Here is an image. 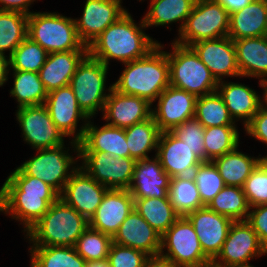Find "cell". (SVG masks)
Wrapping results in <instances>:
<instances>
[{"mask_svg": "<svg viewBox=\"0 0 267 267\" xmlns=\"http://www.w3.org/2000/svg\"><path fill=\"white\" fill-rule=\"evenodd\" d=\"M44 105L57 128L65 135V138L73 136L70 144L74 148L73 152L79 155L78 142L84 135L89 118L80 109L72 88L68 85L48 92ZM80 120L85 123L78 131L77 126Z\"/></svg>", "mask_w": 267, "mask_h": 267, "instance_id": "obj_11", "label": "cell"}, {"mask_svg": "<svg viewBox=\"0 0 267 267\" xmlns=\"http://www.w3.org/2000/svg\"><path fill=\"white\" fill-rule=\"evenodd\" d=\"M85 267H110V263L107 259L94 260L86 262Z\"/></svg>", "mask_w": 267, "mask_h": 267, "instance_id": "obj_54", "label": "cell"}, {"mask_svg": "<svg viewBox=\"0 0 267 267\" xmlns=\"http://www.w3.org/2000/svg\"><path fill=\"white\" fill-rule=\"evenodd\" d=\"M204 267H217V266H214L212 263L207 265V266H204Z\"/></svg>", "mask_w": 267, "mask_h": 267, "instance_id": "obj_59", "label": "cell"}, {"mask_svg": "<svg viewBox=\"0 0 267 267\" xmlns=\"http://www.w3.org/2000/svg\"><path fill=\"white\" fill-rule=\"evenodd\" d=\"M35 0H0V10L16 11L26 15H30L29 7Z\"/></svg>", "mask_w": 267, "mask_h": 267, "instance_id": "obj_50", "label": "cell"}, {"mask_svg": "<svg viewBox=\"0 0 267 267\" xmlns=\"http://www.w3.org/2000/svg\"><path fill=\"white\" fill-rule=\"evenodd\" d=\"M143 267H178L169 259L159 255L149 256Z\"/></svg>", "mask_w": 267, "mask_h": 267, "instance_id": "obj_52", "label": "cell"}, {"mask_svg": "<svg viewBox=\"0 0 267 267\" xmlns=\"http://www.w3.org/2000/svg\"><path fill=\"white\" fill-rule=\"evenodd\" d=\"M9 57L3 54H0V87L3 86L6 81H8L9 74Z\"/></svg>", "mask_w": 267, "mask_h": 267, "instance_id": "obj_53", "label": "cell"}, {"mask_svg": "<svg viewBox=\"0 0 267 267\" xmlns=\"http://www.w3.org/2000/svg\"><path fill=\"white\" fill-rule=\"evenodd\" d=\"M89 119L79 143V151H100L114 157H130L125 129L105 123L102 127L92 124Z\"/></svg>", "mask_w": 267, "mask_h": 267, "instance_id": "obj_26", "label": "cell"}, {"mask_svg": "<svg viewBox=\"0 0 267 267\" xmlns=\"http://www.w3.org/2000/svg\"><path fill=\"white\" fill-rule=\"evenodd\" d=\"M108 190L77 165V169L65 184L60 198L90 221Z\"/></svg>", "mask_w": 267, "mask_h": 267, "instance_id": "obj_14", "label": "cell"}, {"mask_svg": "<svg viewBox=\"0 0 267 267\" xmlns=\"http://www.w3.org/2000/svg\"><path fill=\"white\" fill-rule=\"evenodd\" d=\"M155 156L171 177L190 176L202 161L171 131L160 133Z\"/></svg>", "mask_w": 267, "mask_h": 267, "instance_id": "obj_21", "label": "cell"}, {"mask_svg": "<svg viewBox=\"0 0 267 267\" xmlns=\"http://www.w3.org/2000/svg\"><path fill=\"white\" fill-rule=\"evenodd\" d=\"M217 3H220L229 14L241 10L248 4L252 2V0H215Z\"/></svg>", "mask_w": 267, "mask_h": 267, "instance_id": "obj_51", "label": "cell"}, {"mask_svg": "<svg viewBox=\"0 0 267 267\" xmlns=\"http://www.w3.org/2000/svg\"><path fill=\"white\" fill-rule=\"evenodd\" d=\"M208 1H215V0H193V2L196 4V3H199V2H208Z\"/></svg>", "mask_w": 267, "mask_h": 267, "instance_id": "obj_58", "label": "cell"}, {"mask_svg": "<svg viewBox=\"0 0 267 267\" xmlns=\"http://www.w3.org/2000/svg\"><path fill=\"white\" fill-rule=\"evenodd\" d=\"M228 267H254V266L249 263H246V264H235Z\"/></svg>", "mask_w": 267, "mask_h": 267, "instance_id": "obj_57", "label": "cell"}, {"mask_svg": "<svg viewBox=\"0 0 267 267\" xmlns=\"http://www.w3.org/2000/svg\"><path fill=\"white\" fill-rule=\"evenodd\" d=\"M134 209V199L127 189H109L97 207L89 226L113 237Z\"/></svg>", "mask_w": 267, "mask_h": 267, "instance_id": "obj_22", "label": "cell"}, {"mask_svg": "<svg viewBox=\"0 0 267 267\" xmlns=\"http://www.w3.org/2000/svg\"><path fill=\"white\" fill-rule=\"evenodd\" d=\"M88 55V51H64L48 53L39 75L47 92L68 86L78 65Z\"/></svg>", "mask_w": 267, "mask_h": 267, "instance_id": "obj_27", "label": "cell"}, {"mask_svg": "<svg viewBox=\"0 0 267 267\" xmlns=\"http://www.w3.org/2000/svg\"><path fill=\"white\" fill-rule=\"evenodd\" d=\"M246 222L256 232L261 244L267 250V203L250 207Z\"/></svg>", "mask_w": 267, "mask_h": 267, "instance_id": "obj_48", "label": "cell"}, {"mask_svg": "<svg viewBox=\"0 0 267 267\" xmlns=\"http://www.w3.org/2000/svg\"><path fill=\"white\" fill-rule=\"evenodd\" d=\"M161 43L146 56L124 63L125 69L113 88L126 95L146 99L153 105L158 96L170 86L169 63L167 51Z\"/></svg>", "mask_w": 267, "mask_h": 267, "instance_id": "obj_2", "label": "cell"}, {"mask_svg": "<svg viewBox=\"0 0 267 267\" xmlns=\"http://www.w3.org/2000/svg\"><path fill=\"white\" fill-rule=\"evenodd\" d=\"M112 242L149 256L159 255L161 251V235L135 209L122 222Z\"/></svg>", "mask_w": 267, "mask_h": 267, "instance_id": "obj_23", "label": "cell"}, {"mask_svg": "<svg viewBox=\"0 0 267 267\" xmlns=\"http://www.w3.org/2000/svg\"><path fill=\"white\" fill-rule=\"evenodd\" d=\"M30 267H85L86 261L70 246H30Z\"/></svg>", "mask_w": 267, "mask_h": 267, "instance_id": "obj_34", "label": "cell"}, {"mask_svg": "<svg viewBox=\"0 0 267 267\" xmlns=\"http://www.w3.org/2000/svg\"><path fill=\"white\" fill-rule=\"evenodd\" d=\"M111 243L112 237L110 235L89 226L78 238L74 248L86 262L104 260L108 257Z\"/></svg>", "mask_w": 267, "mask_h": 267, "instance_id": "obj_42", "label": "cell"}, {"mask_svg": "<svg viewBox=\"0 0 267 267\" xmlns=\"http://www.w3.org/2000/svg\"><path fill=\"white\" fill-rule=\"evenodd\" d=\"M193 0H150L148 12L143 16L146 27L166 26L181 22L178 32L183 29L194 6Z\"/></svg>", "mask_w": 267, "mask_h": 267, "instance_id": "obj_30", "label": "cell"}, {"mask_svg": "<svg viewBox=\"0 0 267 267\" xmlns=\"http://www.w3.org/2000/svg\"><path fill=\"white\" fill-rule=\"evenodd\" d=\"M136 160L131 186L133 198H169L171 177L164 171L159 159Z\"/></svg>", "mask_w": 267, "mask_h": 267, "instance_id": "obj_24", "label": "cell"}, {"mask_svg": "<svg viewBox=\"0 0 267 267\" xmlns=\"http://www.w3.org/2000/svg\"><path fill=\"white\" fill-rule=\"evenodd\" d=\"M236 126L223 125L205 128V162L212 161L239 147V132Z\"/></svg>", "mask_w": 267, "mask_h": 267, "instance_id": "obj_39", "label": "cell"}, {"mask_svg": "<svg viewBox=\"0 0 267 267\" xmlns=\"http://www.w3.org/2000/svg\"><path fill=\"white\" fill-rule=\"evenodd\" d=\"M28 15L16 11L0 10V54L9 56L27 38Z\"/></svg>", "mask_w": 267, "mask_h": 267, "instance_id": "obj_38", "label": "cell"}, {"mask_svg": "<svg viewBox=\"0 0 267 267\" xmlns=\"http://www.w3.org/2000/svg\"><path fill=\"white\" fill-rule=\"evenodd\" d=\"M148 257L143 251L112 242L107 260L110 267H143Z\"/></svg>", "mask_w": 267, "mask_h": 267, "instance_id": "obj_47", "label": "cell"}, {"mask_svg": "<svg viewBox=\"0 0 267 267\" xmlns=\"http://www.w3.org/2000/svg\"><path fill=\"white\" fill-rule=\"evenodd\" d=\"M160 255L178 267H204L212 263L204 254L194 227L186 216H180L161 236Z\"/></svg>", "mask_w": 267, "mask_h": 267, "instance_id": "obj_8", "label": "cell"}, {"mask_svg": "<svg viewBox=\"0 0 267 267\" xmlns=\"http://www.w3.org/2000/svg\"><path fill=\"white\" fill-rule=\"evenodd\" d=\"M168 196L175 211L180 216L205 207L192 175L171 178Z\"/></svg>", "mask_w": 267, "mask_h": 267, "instance_id": "obj_36", "label": "cell"}, {"mask_svg": "<svg viewBox=\"0 0 267 267\" xmlns=\"http://www.w3.org/2000/svg\"><path fill=\"white\" fill-rule=\"evenodd\" d=\"M198 236L204 254L213 261L220 253L234 221L207 206L186 215Z\"/></svg>", "mask_w": 267, "mask_h": 267, "instance_id": "obj_17", "label": "cell"}, {"mask_svg": "<svg viewBox=\"0 0 267 267\" xmlns=\"http://www.w3.org/2000/svg\"><path fill=\"white\" fill-rule=\"evenodd\" d=\"M60 195H33L25 192H0V212L18 220L27 232L56 202Z\"/></svg>", "mask_w": 267, "mask_h": 267, "instance_id": "obj_19", "label": "cell"}, {"mask_svg": "<svg viewBox=\"0 0 267 267\" xmlns=\"http://www.w3.org/2000/svg\"><path fill=\"white\" fill-rule=\"evenodd\" d=\"M108 67L88 54L78 65L70 80L69 86L77 103L89 119L93 118L98 110L103 111L109 92L112 90L113 85L108 89L105 85ZM107 90L108 93L105 92Z\"/></svg>", "mask_w": 267, "mask_h": 267, "instance_id": "obj_6", "label": "cell"}, {"mask_svg": "<svg viewBox=\"0 0 267 267\" xmlns=\"http://www.w3.org/2000/svg\"><path fill=\"white\" fill-rule=\"evenodd\" d=\"M236 148L212 160L226 186L243 187L246 179L259 164V156L251 157Z\"/></svg>", "mask_w": 267, "mask_h": 267, "instance_id": "obj_31", "label": "cell"}, {"mask_svg": "<svg viewBox=\"0 0 267 267\" xmlns=\"http://www.w3.org/2000/svg\"><path fill=\"white\" fill-rule=\"evenodd\" d=\"M230 14L216 1L194 4L191 14L177 39L174 41L184 46L228 36Z\"/></svg>", "mask_w": 267, "mask_h": 267, "instance_id": "obj_7", "label": "cell"}, {"mask_svg": "<svg viewBox=\"0 0 267 267\" xmlns=\"http://www.w3.org/2000/svg\"><path fill=\"white\" fill-rule=\"evenodd\" d=\"M207 207L232 221H246L250 206L243 189L238 186H226L213 198Z\"/></svg>", "mask_w": 267, "mask_h": 267, "instance_id": "obj_37", "label": "cell"}, {"mask_svg": "<svg viewBox=\"0 0 267 267\" xmlns=\"http://www.w3.org/2000/svg\"><path fill=\"white\" fill-rule=\"evenodd\" d=\"M171 132L182 140L202 162H205V127L197 119L184 121L173 128Z\"/></svg>", "mask_w": 267, "mask_h": 267, "instance_id": "obj_45", "label": "cell"}, {"mask_svg": "<svg viewBox=\"0 0 267 267\" xmlns=\"http://www.w3.org/2000/svg\"><path fill=\"white\" fill-rule=\"evenodd\" d=\"M197 96L185 90L168 86L156 100L152 117L161 132L171 131L184 121L194 118Z\"/></svg>", "mask_w": 267, "mask_h": 267, "instance_id": "obj_16", "label": "cell"}, {"mask_svg": "<svg viewBox=\"0 0 267 267\" xmlns=\"http://www.w3.org/2000/svg\"><path fill=\"white\" fill-rule=\"evenodd\" d=\"M14 84L10 96L14 97L17 108L45 103L48 92L37 72L13 71Z\"/></svg>", "mask_w": 267, "mask_h": 267, "instance_id": "obj_35", "label": "cell"}, {"mask_svg": "<svg viewBox=\"0 0 267 267\" xmlns=\"http://www.w3.org/2000/svg\"><path fill=\"white\" fill-rule=\"evenodd\" d=\"M0 192H25L33 195H60L54 188L37 177L26 175L17 167L7 177Z\"/></svg>", "mask_w": 267, "mask_h": 267, "instance_id": "obj_44", "label": "cell"}, {"mask_svg": "<svg viewBox=\"0 0 267 267\" xmlns=\"http://www.w3.org/2000/svg\"><path fill=\"white\" fill-rule=\"evenodd\" d=\"M246 133L267 145V105L264 103L245 126Z\"/></svg>", "mask_w": 267, "mask_h": 267, "instance_id": "obj_49", "label": "cell"}, {"mask_svg": "<svg viewBox=\"0 0 267 267\" xmlns=\"http://www.w3.org/2000/svg\"><path fill=\"white\" fill-rule=\"evenodd\" d=\"M152 104L146 99L134 95H126L113 87L105 102L102 115L106 124L127 128L152 116ZM110 121V122H109Z\"/></svg>", "mask_w": 267, "mask_h": 267, "instance_id": "obj_20", "label": "cell"}, {"mask_svg": "<svg viewBox=\"0 0 267 267\" xmlns=\"http://www.w3.org/2000/svg\"><path fill=\"white\" fill-rule=\"evenodd\" d=\"M122 0H86L83 14L75 19L79 39L89 46L108 26L118 21L128 11Z\"/></svg>", "mask_w": 267, "mask_h": 267, "instance_id": "obj_15", "label": "cell"}, {"mask_svg": "<svg viewBox=\"0 0 267 267\" xmlns=\"http://www.w3.org/2000/svg\"><path fill=\"white\" fill-rule=\"evenodd\" d=\"M243 192L250 207L267 203V171L258 164L244 183Z\"/></svg>", "mask_w": 267, "mask_h": 267, "instance_id": "obj_46", "label": "cell"}, {"mask_svg": "<svg viewBox=\"0 0 267 267\" xmlns=\"http://www.w3.org/2000/svg\"><path fill=\"white\" fill-rule=\"evenodd\" d=\"M267 254L259 237L246 221L232 223L222 249L212 264L217 267H228L235 264L250 263V259Z\"/></svg>", "mask_w": 267, "mask_h": 267, "instance_id": "obj_13", "label": "cell"}, {"mask_svg": "<svg viewBox=\"0 0 267 267\" xmlns=\"http://www.w3.org/2000/svg\"><path fill=\"white\" fill-rule=\"evenodd\" d=\"M259 164L267 171V156L259 157Z\"/></svg>", "mask_w": 267, "mask_h": 267, "instance_id": "obj_55", "label": "cell"}, {"mask_svg": "<svg viewBox=\"0 0 267 267\" xmlns=\"http://www.w3.org/2000/svg\"><path fill=\"white\" fill-rule=\"evenodd\" d=\"M194 118L205 128L236 125L217 91L197 98Z\"/></svg>", "mask_w": 267, "mask_h": 267, "instance_id": "obj_40", "label": "cell"}, {"mask_svg": "<svg viewBox=\"0 0 267 267\" xmlns=\"http://www.w3.org/2000/svg\"><path fill=\"white\" fill-rule=\"evenodd\" d=\"M228 36L232 40L267 36V0H252L231 13Z\"/></svg>", "mask_w": 267, "mask_h": 267, "instance_id": "obj_29", "label": "cell"}, {"mask_svg": "<svg viewBox=\"0 0 267 267\" xmlns=\"http://www.w3.org/2000/svg\"><path fill=\"white\" fill-rule=\"evenodd\" d=\"M263 97H264V103L267 105V80L263 82Z\"/></svg>", "mask_w": 267, "mask_h": 267, "instance_id": "obj_56", "label": "cell"}, {"mask_svg": "<svg viewBox=\"0 0 267 267\" xmlns=\"http://www.w3.org/2000/svg\"><path fill=\"white\" fill-rule=\"evenodd\" d=\"M219 82L223 77H241L234 41L229 37L203 40L191 46Z\"/></svg>", "mask_w": 267, "mask_h": 267, "instance_id": "obj_18", "label": "cell"}, {"mask_svg": "<svg viewBox=\"0 0 267 267\" xmlns=\"http://www.w3.org/2000/svg\"><path fill=\"white\" fill-rule=\"evenodd\" d=\"M47 56L48 52L44 48L27 37L9 57V68L12 71L39 73Z\"/></svg>", "mask_w": 267, "mask_h": 267, "instance_id": "obj_41", "label": "cell"}, {"mask_svg": "<svg viewBox=\"0 0 267 267\" xmlns=\"http://www.w3.org/2000/svg\"><path fill=\"white\" fill-rule=\"evenodd\" d=\"M235 122L242 120L244 127L264 104V97L248 85L219 81L217 90Z\"/></svg>", "mask_w": 267, "mask_h": 267, "instance_id": "obj_25", "label": "cell"}, {"mask_svg": "<svg viewBox=\"0 0 267 267\" xmlns=\"http://www.w3.org/2000/svg\"><path fill=\"white\" fill-rule=\"evenodd\" d=\"M124 129L130 158L135 160L150 158L148 153L152 150L157 151L161 131L152 116Z\"/></svg>", "mask_w": 267, "mask_h": 267, "instance_id": "obj_33", "label": "cell"}, {"mask_svg": "<svg viewBox=\"0 0 267 267\" xmlns=\"http://www.w3.org/2000/svg\"><path fill=\"white\" fill-rule=\"evenodd\" d=\"M89 221L61 198L26 232L33 246L74 247Z\"/></svg>", "mask_w": 267, "mask_h": 267, "instance_id": "obj_3", "label": "cell"}, {"mask_svg": "<svg viewBox=\"0 0 267 267\" xmlns=\"http://www.w3.org/2000/svg\"><path fill=\"white\" fill-rule=\"evenodd\" d=\"M172 51L167 52L170 86L185 90L195 96L216 92L218 81L190 46L173 41Z\"/></svg>", "mask_w": 267, "mask_h": 267, "instance_id": "obj_5", "label": "cell"}, {"mask_svg": "<svg viewBox=\"0 0 267 267\" xmlns=\"http://www.w3.org/2000/svg\"><path fill=\"white\" fill-rule=\"evenodd\" d=\"M201 201L207 206L225 187L218 169L212 161L202 162L192 173Z\"/></svg>", "mask_w": 267, "mask_h": 267, "instance_id": "obj_43", "label": "cell"}, {"mask_svg": "<svg viewBox=\"0 0 267 267\" xmlns=\"http://www.w3.org/2000/svg\"><path fill=\"white\" fill-rule=\"evenodd\" d=\"M64 146L63 144L56 148L38 149V154L23 162L19 168L26 175L41 179L61 194L71 174L77 169L74 165L79 158L77 154V158L70 155L69 149L66 150Z\"/></svg>", "mask_w": 267, "mask_h": 267, "instance_id": "obj_9", "label": "cell"}, {"mask_svg": "<svg viewBox=\"0 0 267 267\" xmlns=\"http://www.w3.org/2000/svg\"><path fill=\"white\" fill-rule=\"evenodd\" d=\"M237 65L241 77L260 79V86L267 80V36L233 40Z\"/></svg>", "mask_w": 267, "mask_h": 267, "instance_id": "obj_28", "label": "cell"}, {"mask_svg": "<svg viewBox=\"0 0 267 267\" xmlns=\"http://www.w3.org/2000/svg\"><path fill=\"white\" fill-rule=\"evenodd\" d=\"M27 37L48 53L88 51L78 37L75 20L56 12H32L28 15Z\"/></svg>", "mask_w": 267, "mask_h": 267, "instance_id": "obj_4", "label": "cell"}, {"mask_svg": "<svg viewBox=\"0 0 267 267\" xmlns=\"http://www.w3.org/2000/svg\"><path fill=\"white\" fill-rule=\"evenodd\" d=\"M81 167L98 183L108 189H129L136 160L114 157L100 151H79Z\"/></svg>", "mask_w": 267, "mask_h": 267, "instance_id": "obj_10", "label": "cell"}, {"mask_svg": "<svg viewBox=\"0 0 267 267\" xmlns=\"http://www.w3.org/2000/svg\"><path fill=\"white\" fill-rule=\"evenodd\" d=\"M15 115L23 140L33 149L56 148L64 144L65 135L57 128L44 104L19 107Z\"/></svg>", "mask_w": 267, "mask_h": 267, "instance_id": "obj_12", "label": "cell"}, {"mask_svg": "<svg viewBox=\"0 0 267 267\" xmlns=\"http://www.w3.org/2000/svg\"><path fill=\"white\" fill-rule=\"evenodd\" d=\"M135 23L127 12L88 46V54L106 66L110 60L124 64L146 56L159 43L143 31L147 28L143 19Z\"/></svg>", "mask_w": 267, "mask_h": 267, "instance_id": "obj_1", "label": "cell"}, {"mask_svg": "<svg viewBox=\"0 0 267 267\" xmlns=\"http://www.w3.org/2000/svg\"><path fill=\"white\" fill-rule=\"evenodd\" d=\"M134 209L161 236L175 223L180 215L169 198H133Z\"/></svg>", "mask_w": 267, "mask_h": 267, "instance_id": "obj_32", "label": "cell"}]
</instances>
